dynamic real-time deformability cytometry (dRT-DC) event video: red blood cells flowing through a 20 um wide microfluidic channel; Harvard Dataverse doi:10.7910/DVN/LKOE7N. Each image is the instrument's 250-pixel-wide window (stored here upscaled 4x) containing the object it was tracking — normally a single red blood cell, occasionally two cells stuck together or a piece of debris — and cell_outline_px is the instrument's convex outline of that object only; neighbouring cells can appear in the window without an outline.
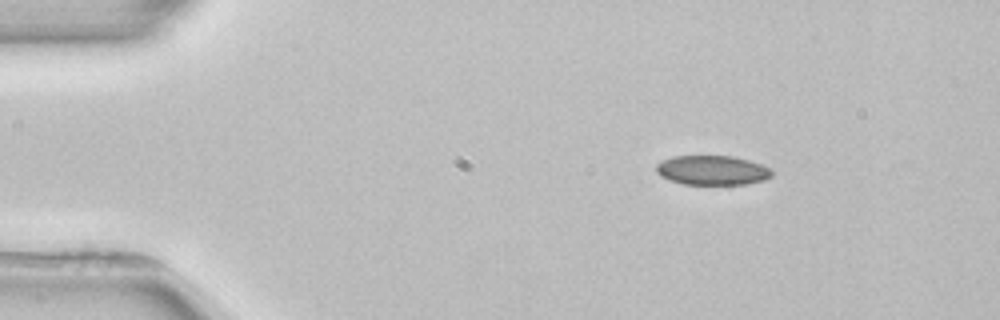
{"species": "common noctule bat (a hibernating species)", "species_latin": "Nyctalus noctula", "temperature_condition": "room temperature", "stored_images_in_passage": 2, "camera_frame_rate_fps": 3000, "um_per_image_px": 0.085, "animal": {"sex": "female", "body_mass_g": 22.7, "forearm_length_mm": 54.2}, "frame": {"image": 1, "passage_image": 1, "time_ms": 0.0, "image_size_px": [1000, 320], "cell_outline_px": [[772, 176], [764, 180], [744, 184], [684, 184], [668, 180], [660, 176], [656, 172], [656, 164], [672, 156], [732, 156], [748, 160], [760, 164], [768, 168], [772, 172]], "centroid_in_image_um": [60.5, 14.47], "position_along_channel_um": 24.5, "area_um2": 19.77}}